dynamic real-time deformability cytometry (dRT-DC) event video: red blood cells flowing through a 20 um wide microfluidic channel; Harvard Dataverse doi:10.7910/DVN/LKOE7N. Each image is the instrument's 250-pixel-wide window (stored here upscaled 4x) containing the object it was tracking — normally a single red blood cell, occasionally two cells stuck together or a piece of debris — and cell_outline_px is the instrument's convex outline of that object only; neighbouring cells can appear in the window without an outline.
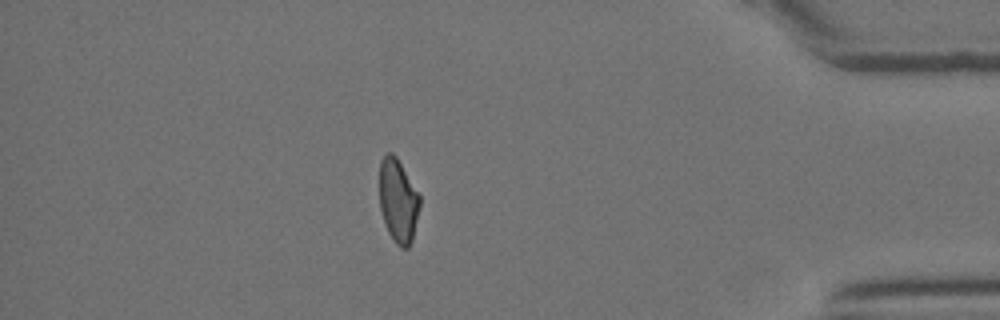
{"species": "Egyptian fruit bat (a non-hibernating species)", "species_latin": "Rousettus aegyptiacus", "temperature_condition": "room temperature", "stored_images_in_passage": 26, "camera_frame_rate_fps": 3000, "um_per_image_px": 0.085, "animal": {"sex": "female"}, "frame": {"image": 1, "passage_image": 23, "time_ms": 7.333, "image_size_px": [1000, 320], "cell_outline_px": [[420, 204], [412, 240], [408, 248], [400, 248], [396, 244], [388, 232], [384, 224], [380, 208], [380, 160], [388, 152], [392, 152], [396, 156], [420, 196]], "centroid_in_image_um": [33.83, 17.08], "position_along_channel_um": 401.4, "area_um2": 19.54}}